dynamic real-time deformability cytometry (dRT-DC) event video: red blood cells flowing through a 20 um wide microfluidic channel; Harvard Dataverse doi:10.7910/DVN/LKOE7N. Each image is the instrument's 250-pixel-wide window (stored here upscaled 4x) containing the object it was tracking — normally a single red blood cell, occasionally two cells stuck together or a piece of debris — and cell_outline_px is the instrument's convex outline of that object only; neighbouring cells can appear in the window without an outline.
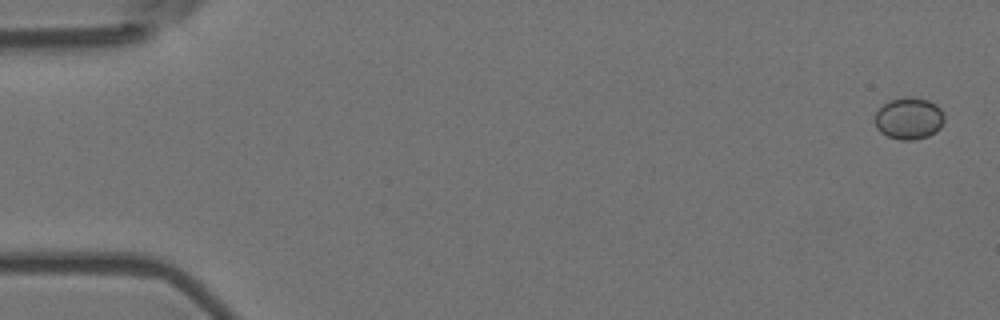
{"species": "Egyptian fruit bat (a non-hibernating species)", "species_latin": "Rousettus aegyptiacus", "temperature_condition": "room temperature", "stored_images_in_passage": 7, "camera_frame_rate_fps": 3000, "um_per_image_px": 0.085, "animal": {"sex": "female"}, "frame": {"image": 1, "passage_image": 1, "time_ms": 0.0, "image_size_px": [1000, 320], "cell_outline_px": [[944, 120], [940, 128], [936, 132], [928, 136], [916, 140], [900, 140], [888, 136], [880, 132], [876, 128], [876, 112], [888, 100], [904, 96], [916, 96], [928, 100], [936, 104], [940, 108], [944, 116]], "centroid_in_image_um": [77.27, 10.05], "position_along_channel_um": 7.7, "area_um2": 17.17}}